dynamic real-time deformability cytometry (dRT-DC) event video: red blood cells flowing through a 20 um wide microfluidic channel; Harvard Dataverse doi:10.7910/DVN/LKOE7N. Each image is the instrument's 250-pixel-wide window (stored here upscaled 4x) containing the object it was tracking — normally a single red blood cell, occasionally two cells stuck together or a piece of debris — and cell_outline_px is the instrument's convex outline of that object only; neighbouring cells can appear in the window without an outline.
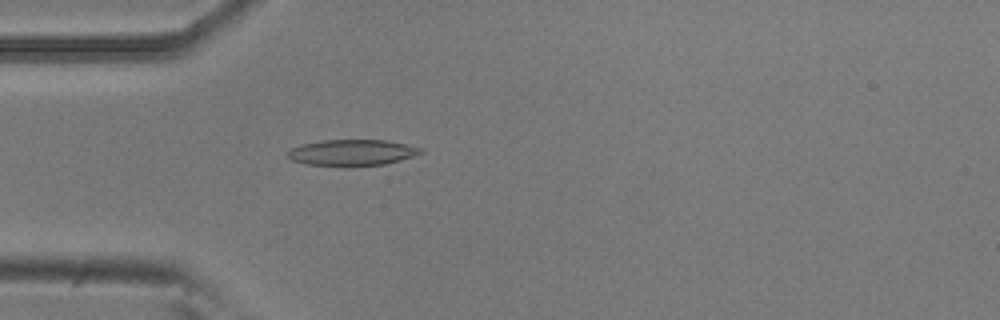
{"species": "common noctule bat (a hibernating species)", "species_latin": "Nyctalus noctula", "temperature_condition": "room temperature", "stored_images_in_passage": 53, "camera_frame_rate_fps": 3000, "um_per_image_px": 0.085, "animal": {"sex": "male", "body_mass_g": 20.5, "forearm_length_mm": 52.5}, "frame": {"image": 1, "passage_image": 15, "time_ms": 4.667, "image_size_px": [1000, 320], "cell_outline_px": [[424, 152], [400, 160], [384, 164], [352, 168], [344, 168], [308, 164], [292, 160], [288, 156], [288, 152], [292, 148], [300, 144], [324, 140], [388, 140], [424, 148]], "centroid_in_image_um": [29.94, 12.99], "position_along_channel_um": 55.1, "area_um2": 20.75}}
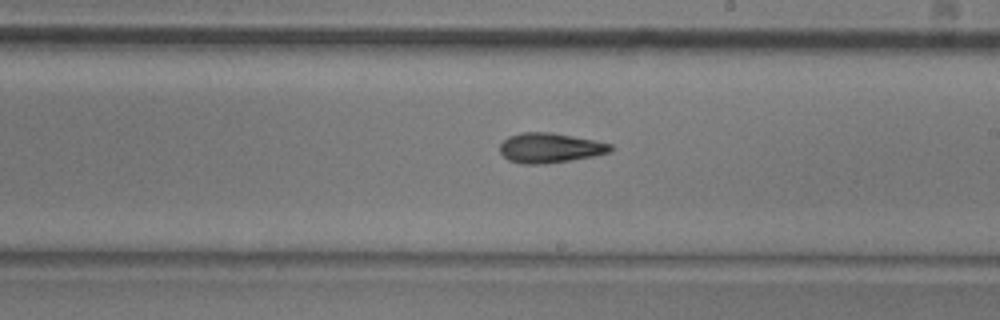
{"frame": {"image": 2, "passage_image": 30, "time_ms": 9.667, "image_size_px": [1000, 320], "cell_outline_px": [[612, 148], [608, 152], [592, 156], [544, 164], [524, 164], [508, 160], [500, 152], [500, 144], [508, 136], [520, 132], [548, 132], [572, 136], [612, 144]], "centroid_in_image_um": [46.68, 12.56], "position_along_channel_um": 242.3, "area_um2": 18.96}}
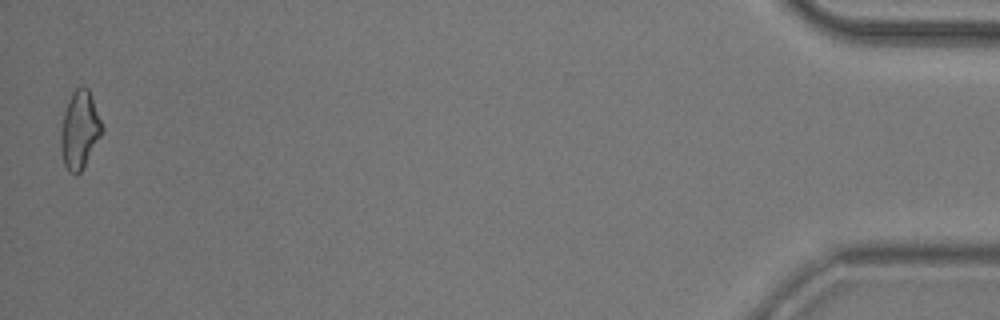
{"frame": {"image": 3, "passage_image": 52, "time_ms": 17.0, "image_size_px": [1000, 320], "cell_outline_px": [[104, 128], [100, 136], [80, 172], [76, 176], [68, 172], [64, 164], [60, 148], [60, 132], [64, 112], [68, 100], [72, 92], [80, 84], [88, 88]], "centroid_in_image_um": [6.74, 11.03], "position_along_channel_um": 428.5, "area_um2": 18.61}, "authors_computed_cell_mechanics": {"area_um2": 18.8428, "velocity_mm_per_s": 3.8183, "shape_relaxation_time_tau1_ms": 6.7768, "shape_relaxation_time_tau2_ms": 4.2396, "deformation_change_tau1": 0.1634, "deformation_change_tau2": 0.1378}}